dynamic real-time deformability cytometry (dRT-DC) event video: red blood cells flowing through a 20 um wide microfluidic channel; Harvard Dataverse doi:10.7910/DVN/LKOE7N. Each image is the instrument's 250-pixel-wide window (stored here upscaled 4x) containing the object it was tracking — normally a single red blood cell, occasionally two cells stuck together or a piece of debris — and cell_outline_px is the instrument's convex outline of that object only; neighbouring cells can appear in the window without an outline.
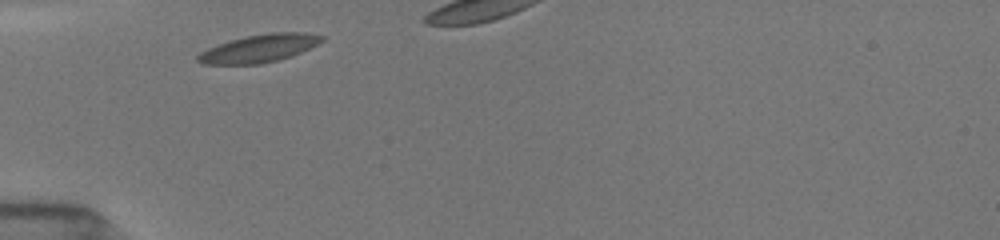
{"species": "common noctule bat (a hibernating species)", "species_latin": "Nyctalus noctula", "temperature_condition": "room temperature", "stored_images_in_passage": 8, "camera_frame_rate_fps": 3000, "um_per_image_px": 0.085, "animal": {"sex": "female", "body_mass_g": 19.5, "forearm_length_mm": 54.1}, "frame": {"image": 1, "passage_image": 1, "time_ms": 0.0, "image_size_px": [1000, 240], "cell_outline_px": [[324, 40], [300, 52], [276, 60], [260, 64], [204, 64], [196, 60], [196, 56], [200, 52], [208, 48], [244, 36], [268, 32], [304, 32], [324, 36]], "centroid_in_image_um": [22.01, 4.1], "position_along_channel_um": 63.0, "area_um2": 19.83}}
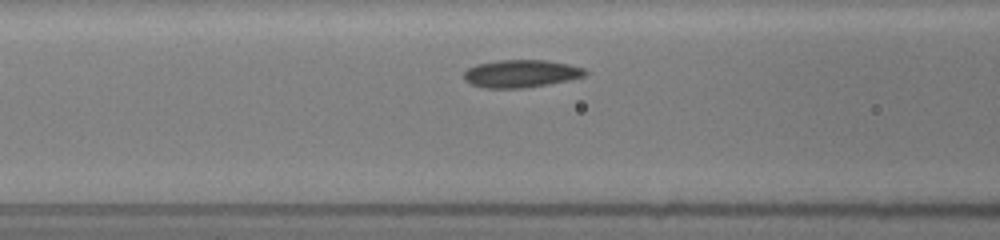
{"frame": {"image": 2, "passage_image": 6, "time_ms": 1.667, "image_size_px": [1000, 240], "cell_outline_px": [[588, 72], [584, 76], [568, 80], [548, 84], [524, 88], [484, 88], [472, 84], [464, 80], [464, 72], [468, 68], [476, 64], [496, 60], [548, 60], [568, 64], [584, 68]], "centroid_in_image_um": [44.27, 6.25], "position_along_channel_um": 122.3, "area_um2": 19.59}}